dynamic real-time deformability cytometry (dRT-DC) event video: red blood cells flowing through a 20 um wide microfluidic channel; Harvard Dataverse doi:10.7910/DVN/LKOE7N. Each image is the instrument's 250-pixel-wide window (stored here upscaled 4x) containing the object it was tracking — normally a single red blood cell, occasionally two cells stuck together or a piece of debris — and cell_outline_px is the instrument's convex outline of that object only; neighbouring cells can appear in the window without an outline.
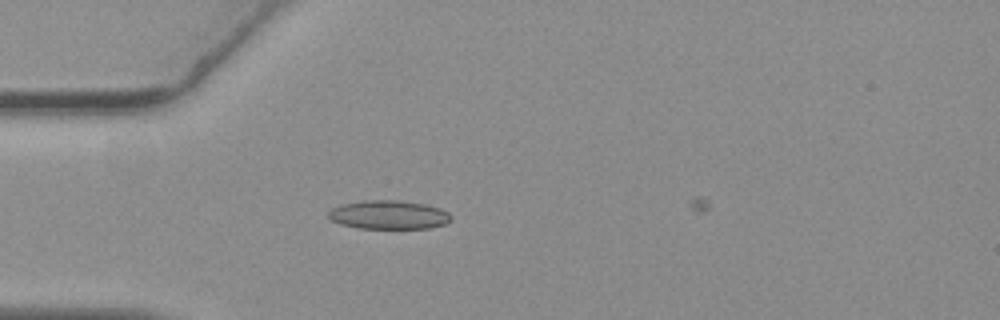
{"species": "common noctule bat (a hibernating species)", "species_latin": "Nyctalus noctula", "temperature_condition": "warm", "stored_images_in_passage": 2, "camera_frame_rate_fps": 3000, "um_per_image_px": 0.085, "animal": {"sex": "female", "body_mass_g": 19.3, "forearm_length_mm": 54.1}, "frame": {"image": 1, "passage_image": 1, "time_ms": 0.0, "image_size_px": [1000, 320], "cell_outline_px": [[452, 220], [444, 224], [428, 228], [356, 228], [340, 224], [332, 220], [328, 216], [328, 212], [332, 208], [344, 204], [368, 200], [396, 200], [424, 204], [448, 212], [452, 216]], "centroid_in_image_um": [33.03, 18.27], "position_along_channel_um": 52.0, "area_um2": 20.29}}